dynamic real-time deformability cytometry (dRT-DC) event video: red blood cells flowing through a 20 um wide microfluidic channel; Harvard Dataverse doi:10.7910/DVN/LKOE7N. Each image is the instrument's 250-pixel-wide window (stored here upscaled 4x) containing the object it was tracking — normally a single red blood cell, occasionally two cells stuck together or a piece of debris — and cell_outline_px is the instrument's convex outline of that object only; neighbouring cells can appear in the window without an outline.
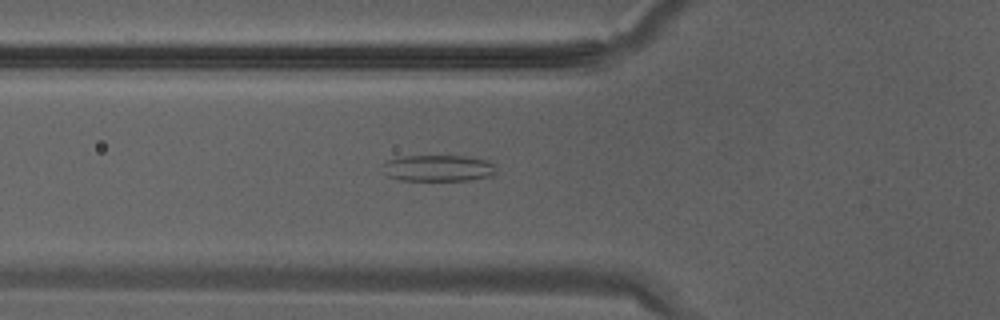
{"species": "Egyptian fruit bat (a non-hibernating species)", "species_latin": "Rousettus aegyptiacus", "temperature_condition": "warm", "stored_images_in_passage": 27, "camera_frame_rate_fps": 3000, "um_per_image_px": 0.085, "animal": {"sex": "male"}, "frame": {"image": 1, "passage_image": 5, "time_ms": 1.333, "image_size_px": [1000, 320], "cell_outline_px": [[496, 172], [488, 176], [468, 180], [400, 180], [388, 176], [384, 164], [388, 160], [404, 156], [464, 156], [488, 160], [492, 164]], "centroid_in_image_um": [37.26, 14.29], "position_along_channel_um": 88.5, "area_um2": 17.05}}
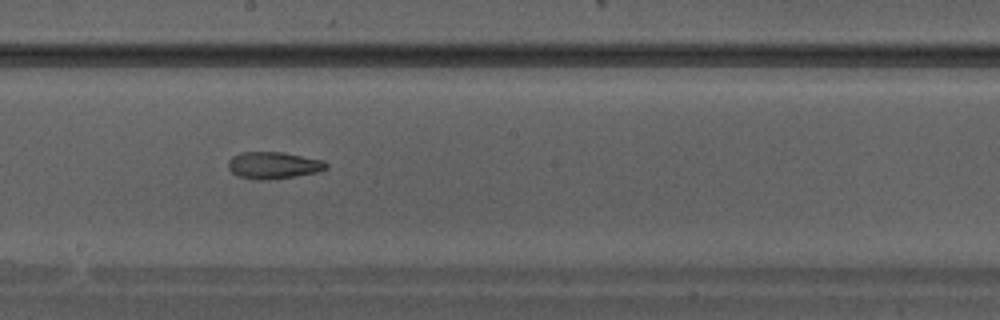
{"frame": {"image": 2, "passage_image": 12, "time_ms": 3.667, "image_size_px": [1000, 320], "cell_outline_px": [[328, 168], [320, 172], [264, 180], [256, 180], [240, 176], [232, 172], [228, 168], [228, 160], [232, 156], [240, 152], [284, 152], [324, 160], [328, 164]], "centroid_in_image_um": [23.26, 14.03], "position_along_channel_um": 224.9, "area_um2": 15.43}}